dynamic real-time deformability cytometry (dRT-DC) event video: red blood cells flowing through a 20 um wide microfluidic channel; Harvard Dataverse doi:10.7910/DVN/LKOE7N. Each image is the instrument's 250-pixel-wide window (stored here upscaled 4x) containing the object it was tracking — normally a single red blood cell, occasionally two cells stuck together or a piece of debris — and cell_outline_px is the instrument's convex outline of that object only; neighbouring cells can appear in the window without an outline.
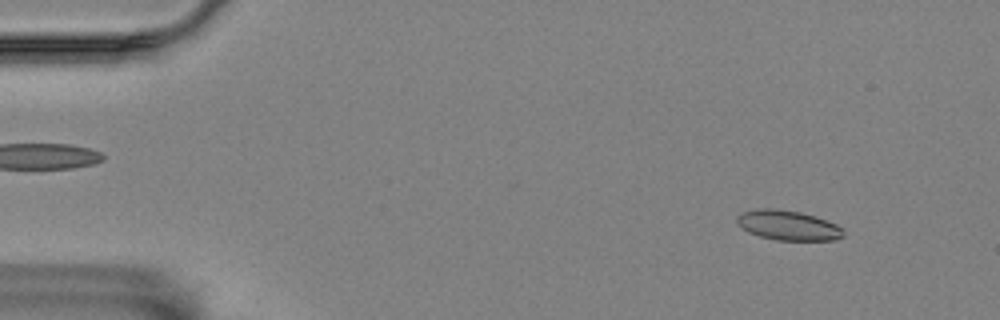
{"species": "Egyptian fruit bat (a non-hibernating species)", "species_latin": "Rousettus aegyptiacus", "temperature_condition": "room temperature", "stored_images_in_passage": 4, "camera_frame_rate_fps": 3000, "um_per_image_px": 0.085, "animal": {"sex": "female"}, "frame": {"image": 1, "passage_image": 1, "time_ms": 0.0, "image_size_px": [1000, 320], "cell_outline_px": [[844, 236], [836, 240], [776, 240], [760, 236], [748, 232], [736, 220], [736, 216], [740, 212], [764, 208], [776, 208], [800, 212], [836, 224], [844, 232]], "centroid_in_image_um": [66.97, 19.15], "position_along_channel_um": 18.0, "area_um2": 18.26}}
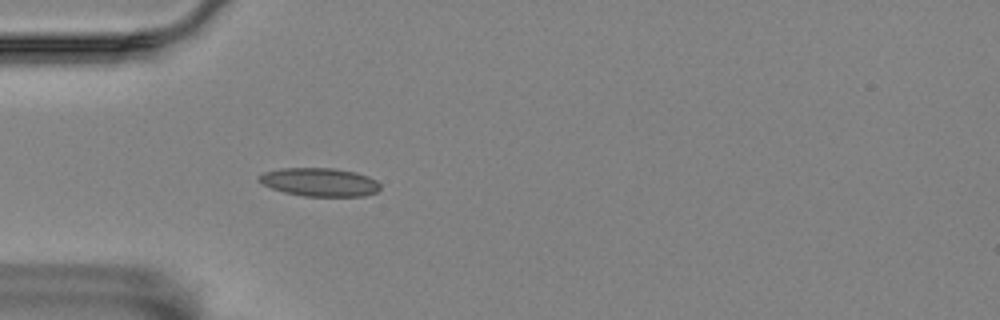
{"frame": {"image": 2, "passage_image": 4, "time_ms": 1.0, "image_size_px": [1000, 320], "cell_outline_px": [[380, 188], [376, 192], [364, 196], [304, 196], [284, 192], [272, 188], [256, 180], [256, 176], [264, 172], [280, 168], [336, 168], [356, 172], [368, 176], [376, 180], [380, 184]], "centroid_in_image_um": [27.15, 15.47], "position_along_channel_um": 57.8, "area_um2": 20.17}}